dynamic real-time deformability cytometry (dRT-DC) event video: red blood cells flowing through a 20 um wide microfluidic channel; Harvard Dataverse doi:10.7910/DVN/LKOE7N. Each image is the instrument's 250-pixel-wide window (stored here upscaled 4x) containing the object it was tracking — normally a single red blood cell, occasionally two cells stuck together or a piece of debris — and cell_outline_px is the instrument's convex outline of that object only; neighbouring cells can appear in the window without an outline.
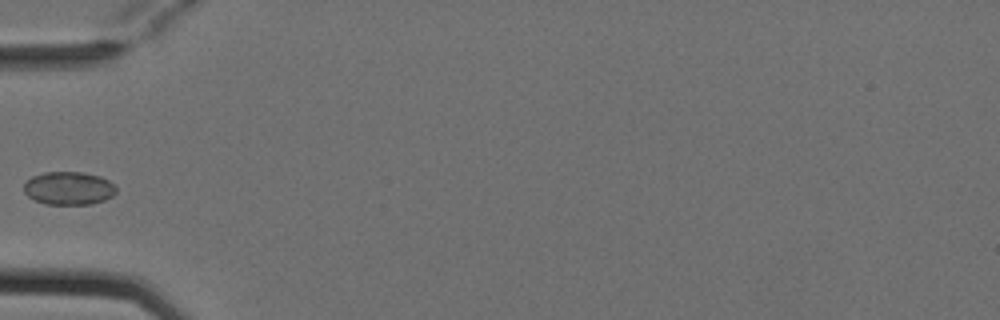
{"species": "Egyptian fruit bat (a non-hibernating species)", "species_latin": "Rousettus aegyptiacus", "temperature_condition": "cold", "stored_images_in_passage": 5, "camera_frame_rate_fps": 3000, "um_per_image_px": 0.085, "animal": {"sex": "female"}, "frame": {"image": 1, "passage_image": 4, "time_ms": 1.0, "image_size_px": [1000, 320], "cell_outline_px": [[116, 192], [112, 196], [104, 200], [88, 204], [48, 204], [36, 200], [28, 196], [24, 192], [24, 180], [32, 176], [44, 172], [84, 172], [100, 176], [116, 184]], "centroid_in_image_um": [5.84, 15.98], "position_along_channel_um": 79.2, "area_um2": 17.92}}
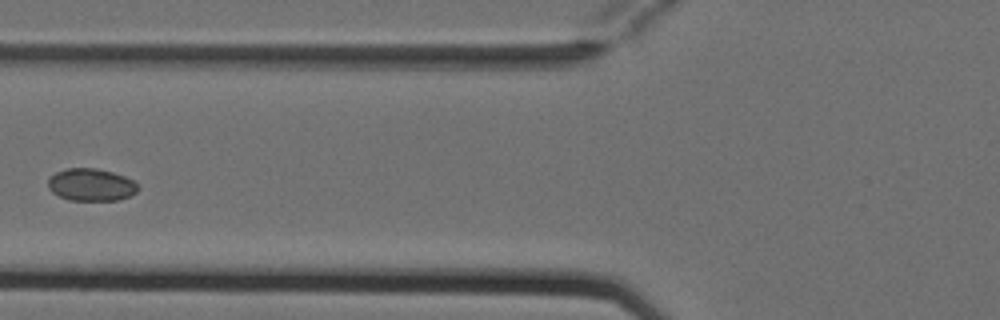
{"frame": {"image": 2, "passage_image": 5, "time_ms": 1.333, "image_size_px": [1000, 320], "cell_outline_px": [[140, 188], [132, 196], [116, 200], [68, 200], [52, 192], [48, 188], [48, 180], [56, 172], [64, 168], [96, 168], [112, 172], [124, 176], [132, 180]], "centroid_in_image_um": [7.75, 15.7], "position_along_channel_um": 118.1, "area_um2": 16.99}}